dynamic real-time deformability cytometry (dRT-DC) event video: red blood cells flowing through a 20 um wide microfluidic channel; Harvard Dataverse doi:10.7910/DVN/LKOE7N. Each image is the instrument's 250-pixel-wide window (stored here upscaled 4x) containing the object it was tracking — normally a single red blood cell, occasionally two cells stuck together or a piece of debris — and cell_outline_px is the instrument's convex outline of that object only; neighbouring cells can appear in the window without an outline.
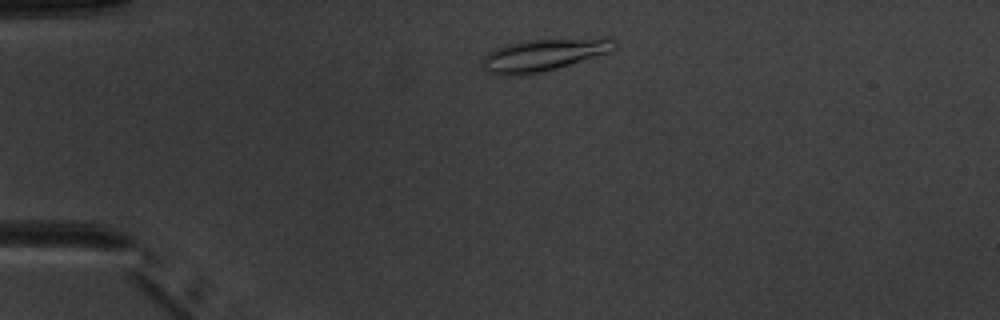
{"species": "common noctule bat (a hibernating species)", "species_latin": "Nyctalus noctula", "temperature_condition": "warm", "stored_images_in_passage": 2, "camera_frame_rate_fps": 3000, "um_per_image_px": 0.085, "animal": {"sex": "male", "body_mass_g": 20.1, "forearm_length_mm": 53.5}, "frame": {"image": 1, "passage_image": 1, "time_ms": 0.0, "image_size_px": [1000, 320], "cell_outline_px": [[616, 48], [612, 52], [556, 68], [540, 72], [516, 76], [496, 76], [488, 72], [480, 64], [480, 60], [488, 52], [496, 48], [508, 44], [524, 40], [616, 40]], "centroid_in_image_um": [46.06, 4.72], "position_along_channel_um": 38.9, "area_um2": 24.28}}